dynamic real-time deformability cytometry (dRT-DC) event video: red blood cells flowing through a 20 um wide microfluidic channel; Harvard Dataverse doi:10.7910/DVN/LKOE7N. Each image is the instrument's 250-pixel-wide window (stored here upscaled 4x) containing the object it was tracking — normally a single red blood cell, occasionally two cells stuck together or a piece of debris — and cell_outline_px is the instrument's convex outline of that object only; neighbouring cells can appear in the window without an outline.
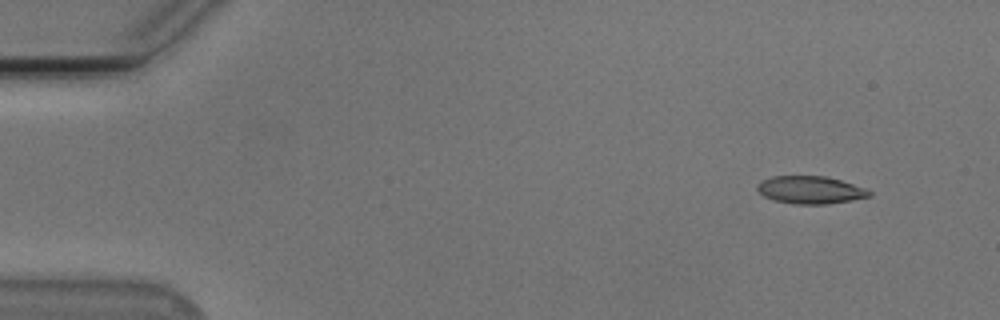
{"species": "Egyptian fruit bat (a non-hibernating species)", "species_latin": "Rousettus aegyptiacus", "temperature_condition": "cold", "stored_images_in_passage": 50, "camera_frame_rate_fps": 3000, "um_per_image_px": 0.085, "animal": {"sex": "male"}, "frame": {"image": 1, "passage_image": 1, "time_ms": 0.0, "image_size_px": [1000, 320], "cell_outline_px": [[872, 196], [852, 200], [824, 204], [796, 204], [772, 200], [764, 196], [756, 188], [756, 184], [760, 180], [772, 176], [824, 176], [840, 180], [868, 188], [872, 192]], "centroid_in_image_um": [68.88, 16.14], "position_along_channel_um": 16.1, "area_um2": 18.21}}
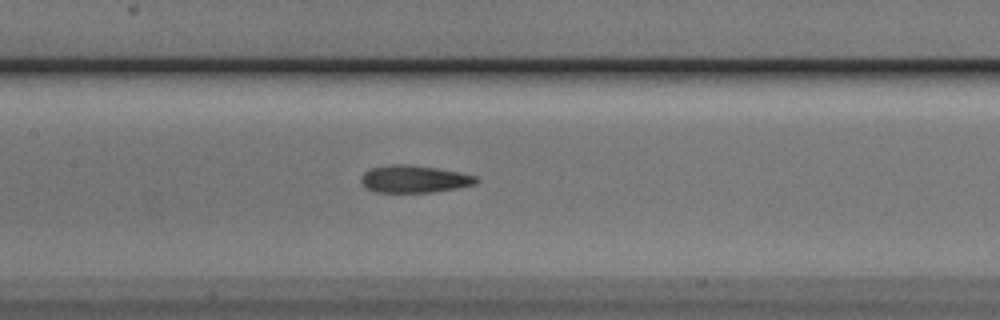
{"frame": {"image": 2, "passage_image": 22, "time_ms": 7.0, "image_size_px": [1000, 320], "cell_outline_px": [[480, 180], [476, 184], [460, 188], [432, 192], [376, 192], [368, 188], [360, 180], [360, 176], [364, 172], [372, 168], [392, 164], [408, 164], [436, 168], [460, 172], [476, 176]], "centroid_in_image_um": [35.25, 15.22], "position_along_channel_um": 172.1, "area_um2": 18.38}}
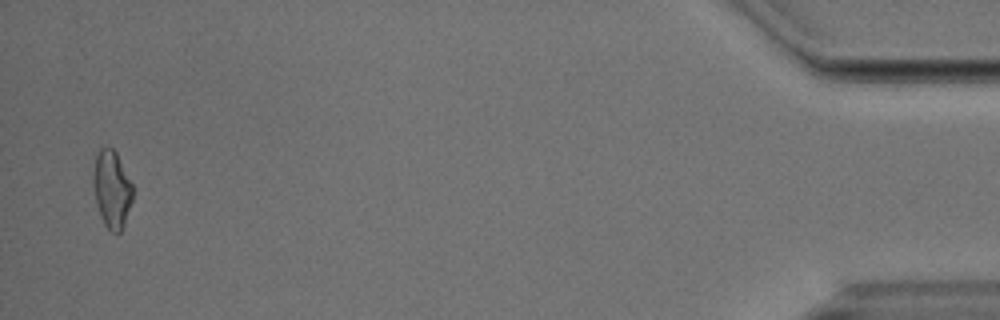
{"frame": {"image": 3, "passage_image": 49, "time_ms": 16.0, "image_size_px": [1000, 320], "cell_outline_px": [[132, 200], [124, 224], [120, 232], [116, 236], [104, 224], [100, 216], [96, 204], [92, 180], [92, 172], [96, 156], [100, 148], [112, 148], [116, 152], [132, 184]], "centroid_in_image_um": [9.48, 16.1], "position_along_channel_um": 425.7, "area_um2": 17.8}}